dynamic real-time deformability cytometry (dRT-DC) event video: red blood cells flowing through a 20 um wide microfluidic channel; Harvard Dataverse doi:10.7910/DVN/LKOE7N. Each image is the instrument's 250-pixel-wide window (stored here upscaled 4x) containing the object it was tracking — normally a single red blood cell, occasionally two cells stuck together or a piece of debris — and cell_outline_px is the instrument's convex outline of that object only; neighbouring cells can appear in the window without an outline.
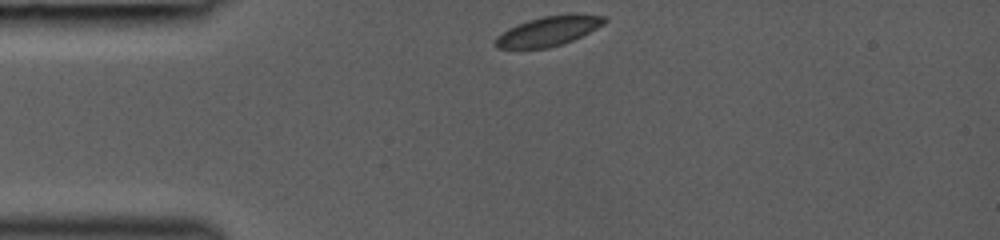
{"species": "common noctule bat (a hibernating species)", "species_latin": "Nyctalus noctula", "temperature_condition": "room temperature", "stored_images_in_passage": 36, "camera_frame_rate_fps": 3000, "um_per_image_px": 0.085, "animal": {"sex": "female", "body_mass_g": 19.0, "forearm_length_mm": 53.3}, "frame": {"image": 1, "passage_image": 1, "time_ms": 0.0, "image_size_px": [1000, 240], "cell_outline_px": [[608, 20], [604, 24], [572, 40], [548, 48], [496, 48], [492, 44], [496, 36], [508, 28], [516, 24], [528, 20], [544, 16], [604, 16]], "centroid_in_image_um": [46.49, 2.68], "position_along_channel_um": 38.5, "area_um2": 18.15}}
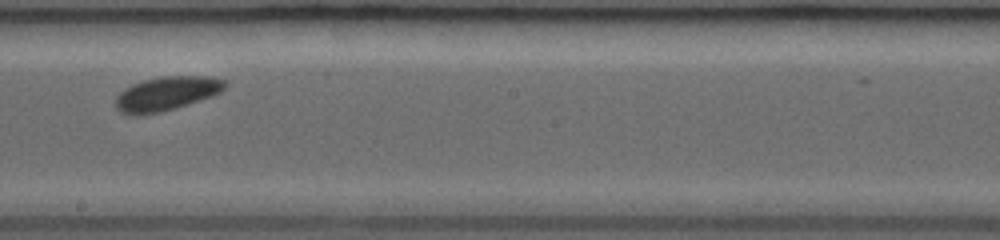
{"frame": {"image": 2, "passage_image": 19, "time_ms": 5.333, "image_size_px": [1000, 240], "cell_outline_px": [[228, 84], [220, 92], [212, 96], [160, 112], [136, 116], [132, 116], [120, 112], [116, 108], [116, 96], [124, 88], [132, 84], [144, 80], [160, 76], [208, 76], [224, 80]], "centroid_in_image_um": [14.12, 7.95], "position_along_channel_um": 234.1, "area_um2": 21.62}}
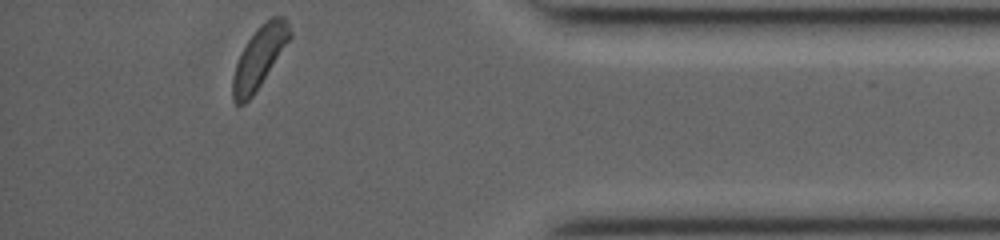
{"frame": {"image": 3, "passage_image": 35, "time_ms": 10.0, "image_size_px": [1000, 240], "cell_outline_px": [[292, 36], [252, 96], [244, 104], [236, 104], [232, 100], [232, 76], [236, 64], [248, 40], [272, 16], [284, 16], [288, 20], [292, 32]], "centroid_in_image_um": [22.05, 4.89], "position_along_channel_um": 413.2, "area_um2": 19.77}}